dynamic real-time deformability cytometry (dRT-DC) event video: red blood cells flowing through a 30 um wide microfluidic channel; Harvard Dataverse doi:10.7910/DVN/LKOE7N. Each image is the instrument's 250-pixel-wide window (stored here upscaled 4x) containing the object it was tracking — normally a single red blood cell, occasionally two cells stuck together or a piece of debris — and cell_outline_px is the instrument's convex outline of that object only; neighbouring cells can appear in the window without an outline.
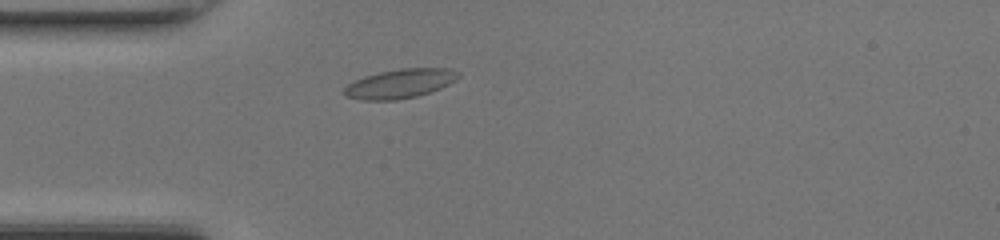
{"species": "common noctule bat (a hibernating species)", "species_latin": "Nyctalus noctula", "temperature_condition": "room temperature", "stored_images_in_passage": 36, "camera_frame_rate_fps": 3000, "um_per_image_px": 0.085, "animal": {"sex": "female", "body_mass_g": 17.0, "forearm_length_mm": 48.0}, "frame": {"image": 1, "passage_image": 1, "time_ms": 0.0, "image_size_px": [1000, 240], "cell_outline_px": [[460, 76], [456, 80], [440, 88], [416, 96], [396, 100], [360, 100], [344, 96], [344, 88], [348, 84], [364, 76], [380, 72], [400, 68], [448, 68], [460, 72]], "centroid_in_image_um": [33.99, 7.1], "position_along_channel_um": 51.0, "area_um2": 19.36}}
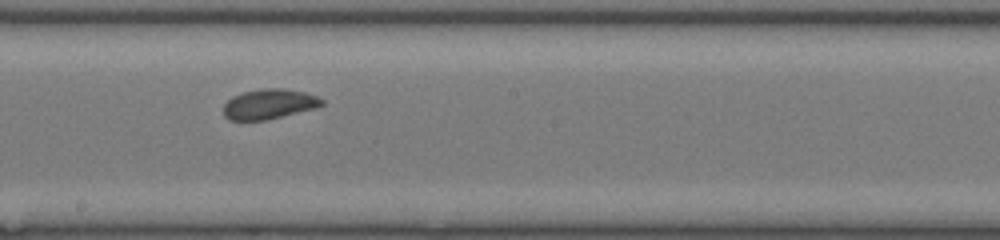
{"frame": {"image": 2, "passage_image": 14, "time_ms": 4.333, "image_size_px": [1000, 240], "cell_outline_px": [[324, 104], [316, 108], [268, 120], [228, 120], [224, 116], [224, 104], [232, 96], [244, 92], [260, 88], [284, 88], [304, 92], [316, 96], [324, 100]], "centroid_in_image_um": [22.88, 8.85], "position_along_channel_um": 225.3, "area_um2": 17.34}}
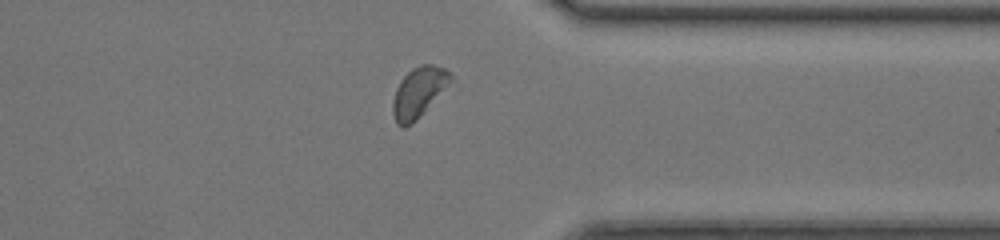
{"frame": {"image": 3, "passage_image": 25, "time_ms": 8.0, "image_size_px": [1000, 240], "cell_outline_px": [[456, 80], [412, 124], [404, 128], [400, 128], [396, 124], [392, 112], [392, 104], [396, 88], [400, 80], [412, 68], [420, 64], [432, 64], [444, 68]], "centroid_in_image_um": [35.61, 7.85], "position_along_channel_um": 375.8, "area_um2": 17.34}, "authors_computed_cell_mechanics": {"area_um2": 17.6579, "velocity_mm_per_s": 4.2643, "shape_relaxation_time_tau1_ms": 2.386, "shape_relaxation_time_tau2_ms": 1.0968, "deformation_change_tau1": 0.1049, "deformation_change_tau2": 0.0556}}